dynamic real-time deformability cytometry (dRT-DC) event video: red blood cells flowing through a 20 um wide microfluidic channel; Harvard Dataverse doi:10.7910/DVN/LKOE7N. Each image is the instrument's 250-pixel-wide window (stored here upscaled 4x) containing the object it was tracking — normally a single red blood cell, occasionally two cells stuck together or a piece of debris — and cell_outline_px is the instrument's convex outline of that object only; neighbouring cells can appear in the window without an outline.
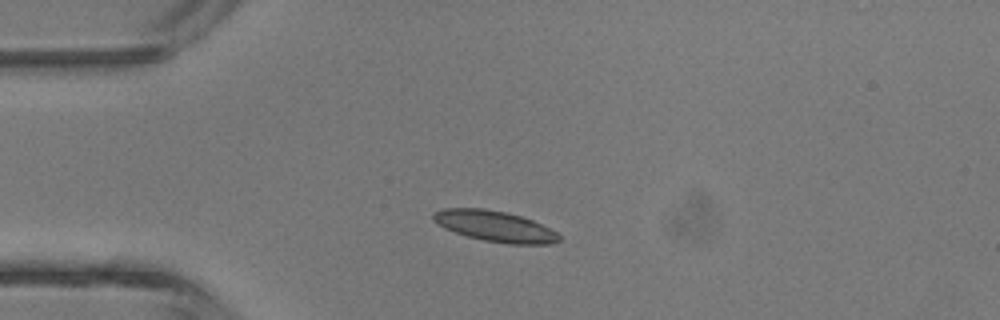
{"species": "common noctule bat (a hibernating species)", "species_latin": "Nyctalus noctula", "temperature_condition": "room temperature", "stored_images_in_passage": 1, "camera_frame_rate_fps": 3000, "um_per_image_px": 0.085, "animal": {"sex": "male", "body_mass_g": 13.3}, "frame": {"image": 1, "passage_image": 1, "time_ms": 0.0, "image_size_px": [1000, 320], "cell_outline_px": [[560, 240], [552, 244], [508, 244], [484, 240], [468, 236], [444, 228], [432, 220], [432, 212], [444, 208], [484, 208], [504, 212], [520, 216], [532, 220], [556, 232], [560, 236]], "centroid_in_image_um": [42.04, 19.22], "position_along_channel_um": 43.0, "area_um2": 22.43}}